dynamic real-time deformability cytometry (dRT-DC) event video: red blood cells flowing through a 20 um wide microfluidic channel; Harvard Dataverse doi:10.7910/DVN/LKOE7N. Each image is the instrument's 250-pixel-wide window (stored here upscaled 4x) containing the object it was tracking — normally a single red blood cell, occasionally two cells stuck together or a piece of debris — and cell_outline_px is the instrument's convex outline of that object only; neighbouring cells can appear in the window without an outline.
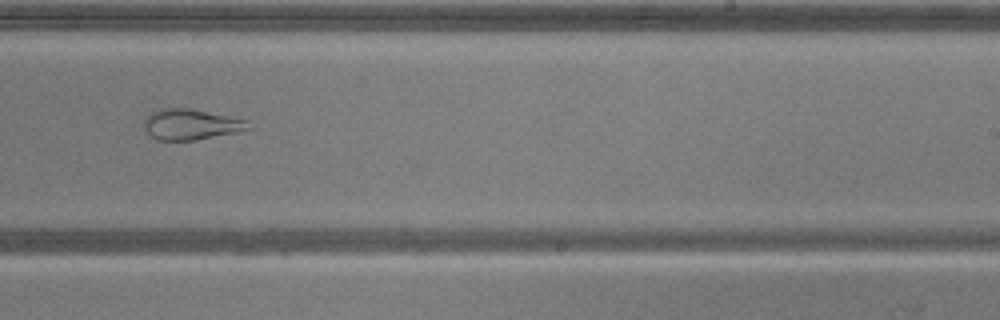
{"species": "common noctule bat (a hibernating species)", "species_latin": "Nyctalus noctula", "temperature_condition": "warm", "stored_images_in_passage": 45, "camera_frame_rate_fps": 3000, "um_per_image_px": 0.085, "animal": {"sex": "male", "body_mass_g": 20.5, "forearm_length_mm": 52.5}, "frame": {"image": 1, "passage_image": 27, "time_ms": 8.667, "image_size_px": [1000, 320], "cell_outline_px": [[252, 128], [236, 132], [196, 140], [156, 140], [144, 128], [144, 120], [156, 108], [188, 108], [248, 120]], "centroid_in_image_um": [16.22, 10.57], "position_along_channel_um": 272.8, "area_um2": 18.55}}
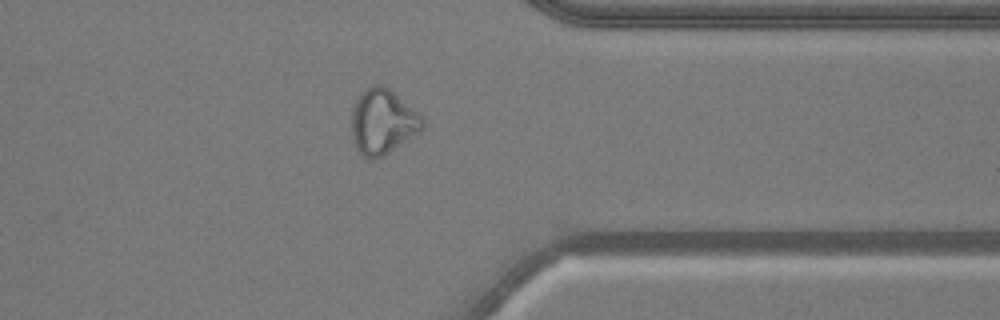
{"frame": {"image": 2, "passage_image": 36, "time_ms": 11.667, "image_size_px": [1000, 320], "cell_outline_px": [[424, 128], [420, 132], [388, 152], [380, 156], [368, 160], [356, 148], [352, 140], [352, 104], [360, 92], [364, 88], [372, 84], [384, 84], [420, 112], [424, 116]], "centroid_in_image_um": [32.53, 10.29], "position_along_channel_um": 378.9, "area_um2": 27.4}}
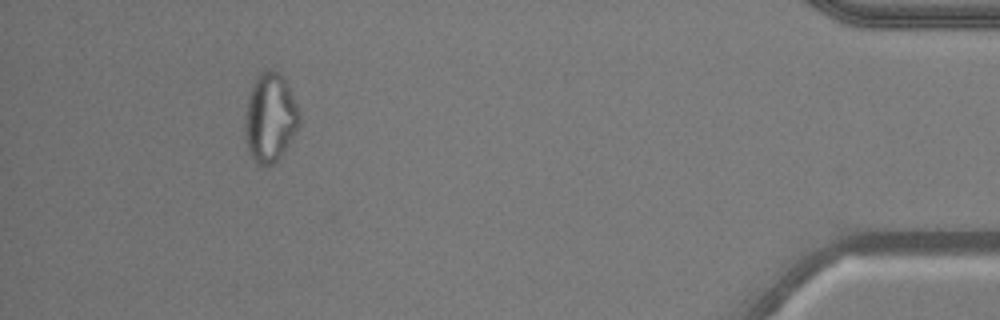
{"frame": {"image": 3, "passage_image": 43, "time_ms": 14.0, "image_size_px": [1000, 320], "cell_outline_px": [[300, 124], [296, 132], [280, 156], [268, 168], [260, 164], [248, 152], [244, 140], [244, 116], [248, 96], [252, 84], [256, 76], [260, 72], [268, 68], [276, 68], [284, 76], [300, 112]], "centroid_in_image_um": [22.94, 9.95], "position_along_channel_um": 412.3, "area_um2": 28.78}, "authors_computed_cell_mechanics": {"area_um2": 26.5302, "velocity_mm_per_s": 3.7934, "shape_relaxation_time_tau1_ms": null, "shape_relaxation_time_tau2_ms": 1.4038, "deformation_change_tau1": null, "deformation_change_tau2": 0.0813}}